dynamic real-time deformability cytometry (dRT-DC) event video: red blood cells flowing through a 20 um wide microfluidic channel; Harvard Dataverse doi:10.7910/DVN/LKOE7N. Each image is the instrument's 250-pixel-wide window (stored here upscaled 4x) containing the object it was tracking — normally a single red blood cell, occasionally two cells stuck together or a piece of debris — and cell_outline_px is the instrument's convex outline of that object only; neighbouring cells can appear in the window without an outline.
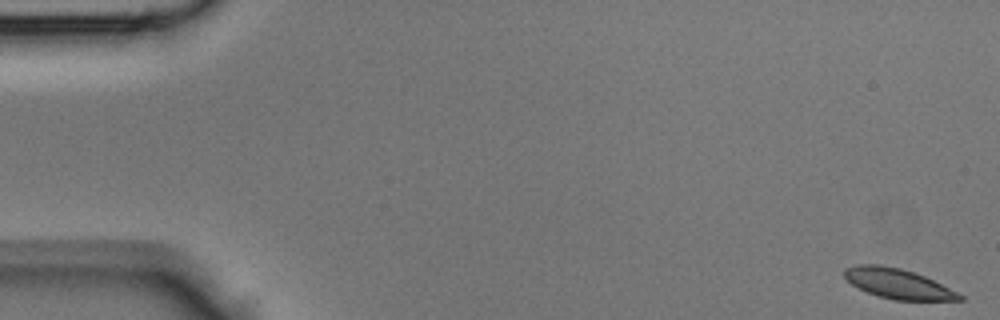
{"species": "Egyptian fruit bat (a non-hibernating species)", "species_latin": "Rousettus aegyptiacus", "temperature_condition": "room temperature", "stored_images_in_passage": 44, "camera_frame_rate_fps": 3000, "um_per_image_px": 0.085, "animal": {"sex": "male"}, "frame": {"image": 1, "passage_image": 1, "time_ms": 0.0, "image_size_px": [1000, 320], "cell_outline_px": [[964, 300], [892, 300], [868, 292], [852, 284], [844, 276], [844, 268], [856, 264], [880, 264], [900, 268], [924, 276], [964, 296]], "centroid_in_image_um": [76.29, 24.1], "position_along_channel_um": 8.7, "area_um2": 19.77}}
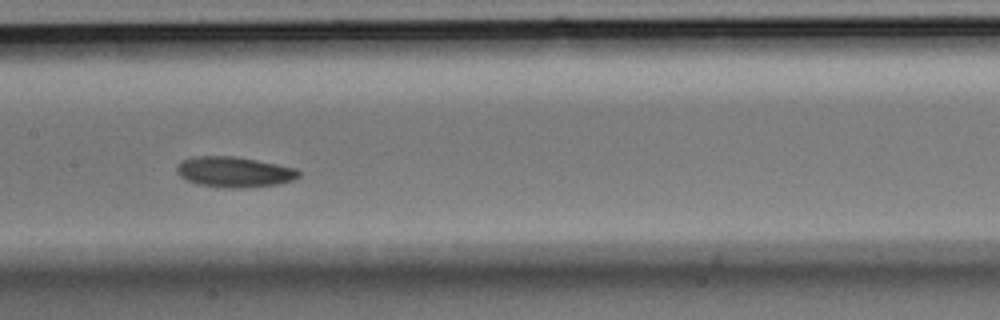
{"frame": {"image": 2, "passage_image": 22, "time_ms": 7.0, "image_size_px": [1000, 320], "cell_outline_px": [[300, 176], [292, 180], [276, 184], [240, 188], [224, 188], [200, 184], [188, 180], [180, 176], [176, 172], [176, 168], [184, 160], [192, 156], [236, 156], [296, 168], [300, 172]], "centroid_in_image_um": [19.91, 14.61], "position_along_channel_um": 187.5, "area_um2": 21.44}}
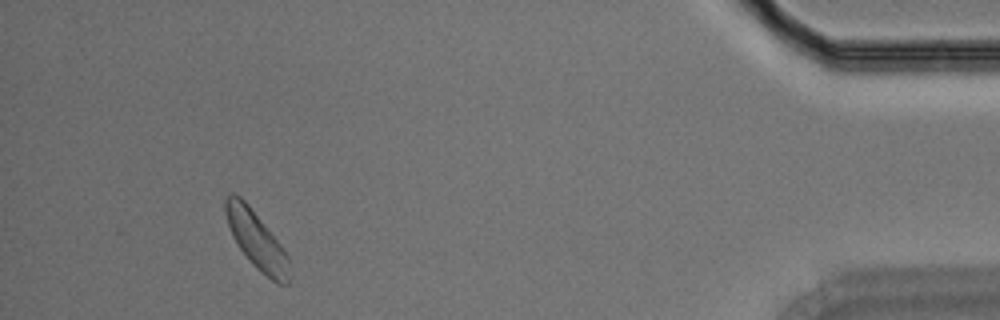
{"frame": {"image": 3, "passage_image": 41, "time_ms": 13.333, "image_size_px": [1000, 320], "cell_outline_px": [[288, 284], [280, 284], [272, 280], [260, 272], [248, 260], [232, 236], [224, 212], [224, 196], [228, 192], [232, 192], [240, 196], [248, 204], [280, 244], [288, 256]], "centroid_in_image_um": [21.74, 20.35], "position_along_channel_um": 413.5, "area_um2": 21.15}}